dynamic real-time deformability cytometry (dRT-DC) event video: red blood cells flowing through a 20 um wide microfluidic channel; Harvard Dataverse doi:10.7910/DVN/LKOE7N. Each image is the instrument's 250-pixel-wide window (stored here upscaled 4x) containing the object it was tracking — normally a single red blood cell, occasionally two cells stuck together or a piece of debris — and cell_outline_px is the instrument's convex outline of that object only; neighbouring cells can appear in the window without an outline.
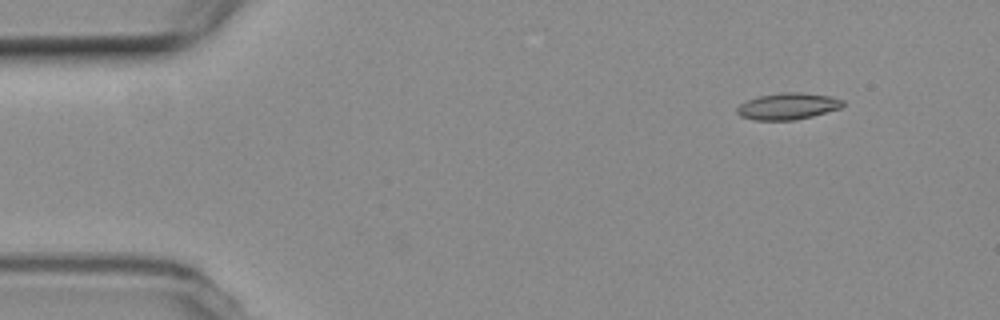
{"species": "common noctule bat (a hibernating species)", "species_latin": "Nyctalus noctula", "temperature_condition": "room temperature", "stored_images_in_passage": 2, "camera_frame_rate_fps": 3000, "um_per_image_px": 0.085, "animal": {"sex": "female", "body_mass_g": 19.3, "forearm_length_mm": 54.1}, "frame": {"image": 1, "passage_image": 2, "time_ms": 1.333, "image_size_px": [1000, 320], "cell_outline_px": [[844, 104], [840, 108], [812, 116], [792, 120], [752, 120], [740, 116], [736, 112], [736, 108], [740, 104], [756, 96], [780, 92], [800, 92], [832, 96], [844, 100]], "centroid_in_image_um": [66.94, 9.02], "position_along_channel_um": 18.1, "area_um2": 16.53}}